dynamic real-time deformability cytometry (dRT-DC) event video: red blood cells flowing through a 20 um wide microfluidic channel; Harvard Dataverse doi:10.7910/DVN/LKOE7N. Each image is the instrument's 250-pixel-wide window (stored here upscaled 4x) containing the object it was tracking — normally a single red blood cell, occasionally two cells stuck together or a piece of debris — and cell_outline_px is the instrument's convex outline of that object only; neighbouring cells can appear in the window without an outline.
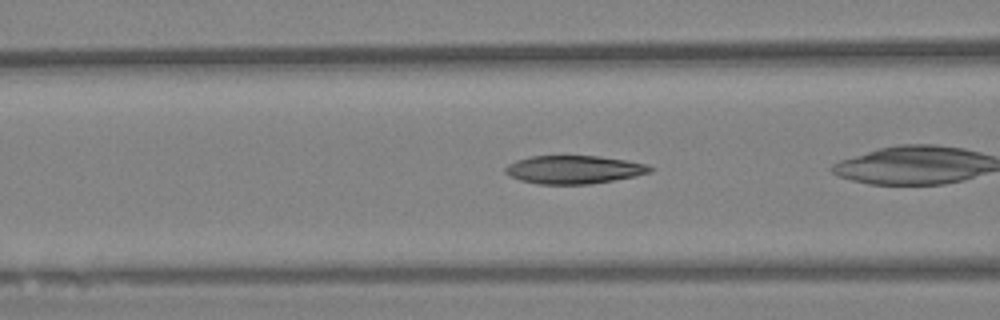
{"species": "Egyptian fruit bat (a non-hibernating species)", "species_latin": "Rousettus aegyptiacus", "temperature_condition": "warm", "stored_images_in_passage": 28, "camera_frame_rate_fps": 3000, "um_per_image_px": 0.085, "animal": {"sex": "female"}, "frame": {"image": 1, "passage_image": 5, "time_ms": 1.333, "image_size_px": [1000, 320], "cell_outline_px": [[656, 168], [652, 172], [612, 180], [588, 184], [536, 184], [520, 180], [508, 176], [504, 172], [504, 168], [508, 164], [516, 160], [532, 156], [596, 156], [624, 160], [644, 164]], "centroid_in_image_um": [48.72, 14.42], "position_along_channel_um": 117.9, "area_um2": 23.64}}